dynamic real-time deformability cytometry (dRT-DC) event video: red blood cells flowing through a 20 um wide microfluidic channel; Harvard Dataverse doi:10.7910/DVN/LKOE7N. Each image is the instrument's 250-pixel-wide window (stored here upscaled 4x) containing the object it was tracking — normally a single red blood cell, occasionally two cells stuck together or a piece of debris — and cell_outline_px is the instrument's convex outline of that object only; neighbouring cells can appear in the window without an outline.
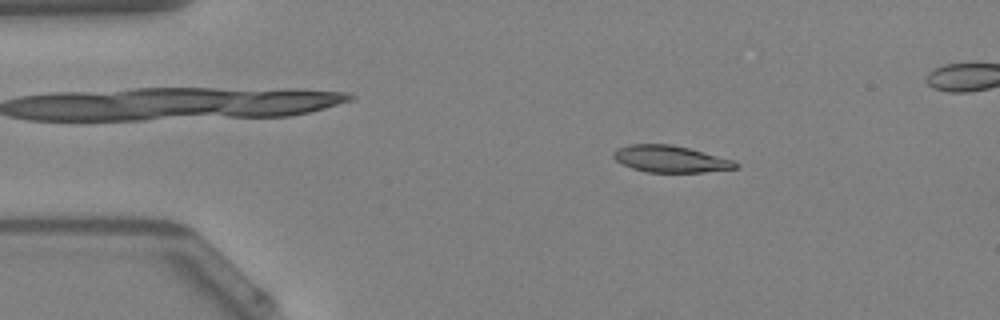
{"species": "Egyptian fruit bat (a non-hibernating species)", "species_latin": "Rousettus aegyptiacus", "temperature_condition": "warm", "stored_images_in_passage": 49, "camera_frame_rate_fps": 3000, "um_per_image_px": 0.085, "animal": {"sex": "female"}, "frame": {"image": 1, "passage_image": 8, "time_ms": 2.333, "image_size_px": [1000, 320], "cell_outline_px": [[740, 168], [704, 172], [648, 172], [632, 168], [616, 160], [612, 156], [612, 152], [616, 148], [628, 144], [672, 144], [688, 148], [732, 160], [740, 164]], "centroid_in_image_um": [56.97, 13.51], "position_along_channel_um": 28.0, "area_um2": 19.02}}
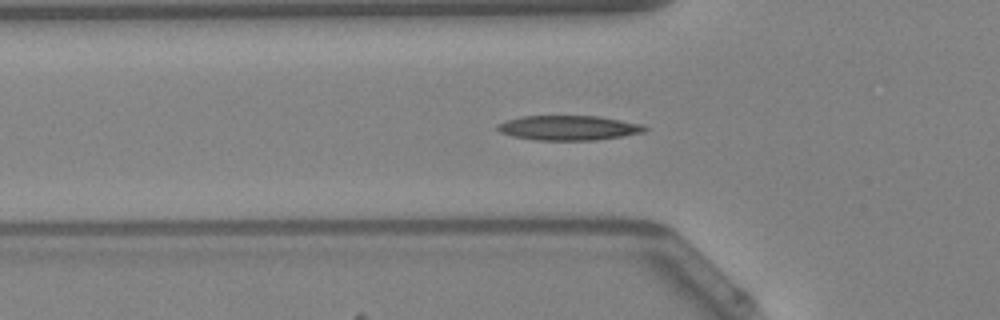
{"frame": {"image": 2, "passage_image": 16, "time_ms": 5.0, "image_size_px": [1000, 320], "cell_outline_px": [[648, 128], [644, 132], [596, 140], [532, 140], [512, 136], [500, 132], [496, 128], [496, 124], [504, 120], [520, 116], [600, 116], [644, 124]], "centroid_in_image_um": [48.29, 10.86], "position_along_channel_um": 77.5, "area_um2": 21.44}}
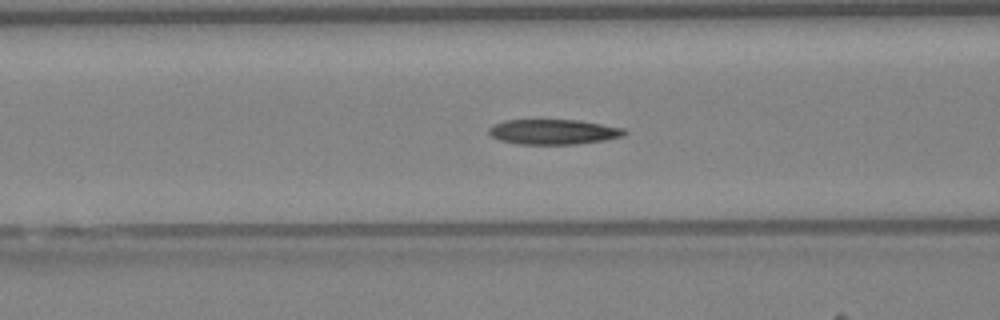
{"frame": {"image": 3, "passage_image": 19, "time_ms": 6.0, "image_size_px": [1000, 320], "cell_outline_px": [[628, 132], [624, 136], [604, 140], [576, 144], [516, 144], [500, 140], [492, 136], [488, 132], [488, 128], [504, 120], [580, 120], [624, 128]], "centroid_in_image_um": [47.06, 11.21], "position_along_channel_um": 119.5, "area_um2": 19.83}, "authors_computed_cell_mechanics": {"area_um2": 19.8832, "velocity_mm_per_s": 4.1719, "shape_relaxation_time_tau1_ms": 11.0343, "shape_relaxation_time_tau2_ms": 5.8625, "deformation_change_tau1": 0.2798, "deformation_change_tau2": 0.1742}}